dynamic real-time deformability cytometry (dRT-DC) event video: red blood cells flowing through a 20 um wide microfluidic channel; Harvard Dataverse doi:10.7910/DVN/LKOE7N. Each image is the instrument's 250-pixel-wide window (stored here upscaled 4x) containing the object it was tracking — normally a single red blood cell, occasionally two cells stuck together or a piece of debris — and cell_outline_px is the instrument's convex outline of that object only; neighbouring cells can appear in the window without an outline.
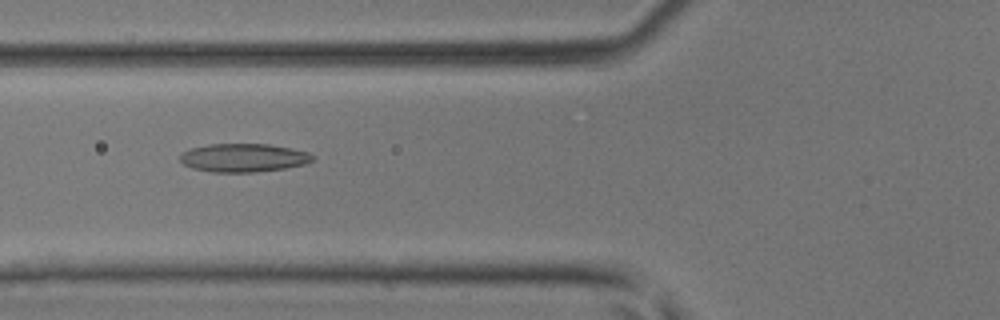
{"species": "common noctule bat (a hibernating species)", "species_latin": "Nyctalus noctula", "temperature_condition": "room temperature", "stored_images_in_passage": 43, "camera_frame_rate_fps": 3000, "um_per_image_px": 0.085, "animal": {"sex": "male", "body_mass_g": 17.9, "forearm_length_mm": 54.2}, "frame": {"image": 1, "passage_image": 15, "time_ms": 4.667, "image_size_px": [1000, 320], "cell_outline_px": [[312, 160], [304, 164], [284, 168], [256, 172], [212, 172], [192, 168], [184, 164], [180, 160], [180, 156], [184, 152], [192, 148], [208, 144], [268, 144], [292, 148], [308, 152], [312, 156]], "centroid_in_image_um": [20.69, 13.41], "position_along_channel_um": 105.1, "area_um2": 21.73}}
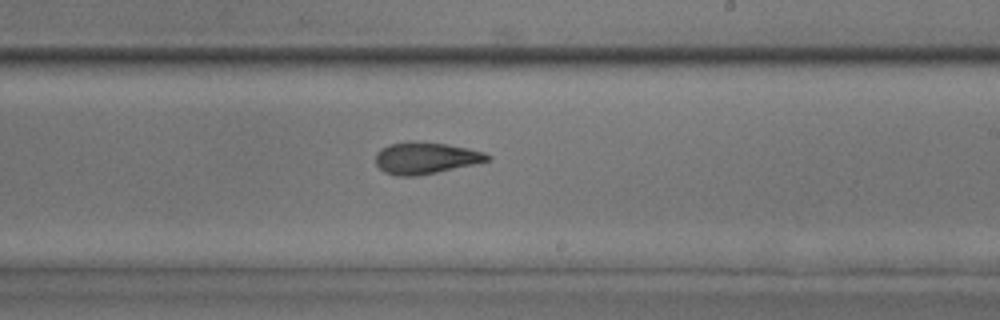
{"frame": {"image": 2, "passage_image": 25, "time_ms": 8.0, "image_size_px": [1000, 320], "cell_outline_px": [[492, 156], [488, 160], [476, 164], [416, 176], [396, 176], [384, 172], [376, 164], [376, 152], [380, 148], [388, 144], [448, 144], [468, 148], [484, 152]], "centroid_in_image_um": [36.19, 13.47], "position_along_channel_um": 252.8, "area_um2": 20.0}}
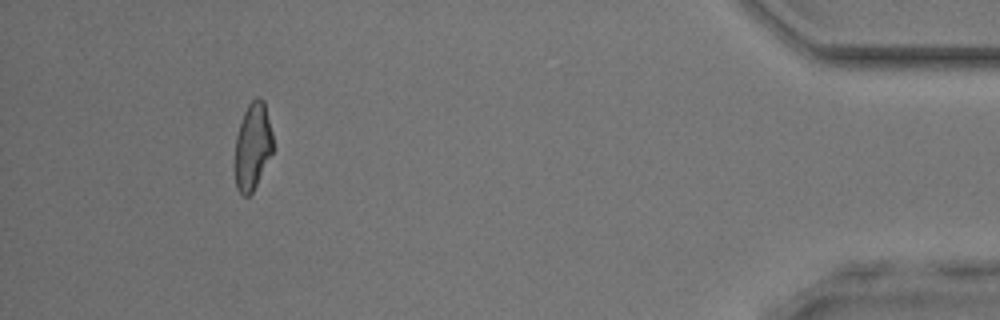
{"frame": {"image": 3, "passage_image": 40, "time_ms": 13.0, "image_size_px": [1000, 320], "cell_outline_px": [[272, 152], [252, 192], [248, 196], [244, 196], [236, 188], [236, 136], [244, 112], [248, 104], [256, 96], [260, 96], [264, 100], [272, 132]], "centroid_in_image_um": [21.48, 12.38], "position_along_channel_um": 413.7, "area_um2": 18.84}}